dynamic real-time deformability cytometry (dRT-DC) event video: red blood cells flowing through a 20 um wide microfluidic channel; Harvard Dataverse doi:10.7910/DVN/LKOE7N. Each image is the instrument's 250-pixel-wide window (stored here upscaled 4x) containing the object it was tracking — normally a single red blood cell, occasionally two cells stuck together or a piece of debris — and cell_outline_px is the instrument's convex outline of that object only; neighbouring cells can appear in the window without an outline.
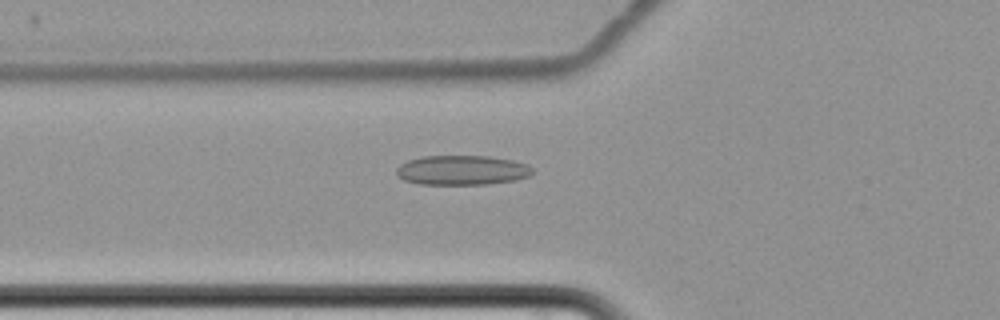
{"species": "common noctule bat (a hibernating species)", "species_latin": "Nyctalus noctula", "temperature_condition": "cold", "stored_images_in_passage": 2, "camera_frame_rate_fps": 3000, "um_per_image_px": 0.085, "animal": {"sex": "female", "body_mass_g": 22.7, "forearm_length_mm": 54.2}, "frame": {"image": 1, "passage_image": 2, "time_ms": 1.0, "image_size_px": [1000, 320], "cell_outline_px": [[536, 172], [528, 176], [516, 180], [488, 184], [420, 184], [404, 180], [396, 176], [396, 168], [400, 164], [408, 160], [424, 156], [488, 156], [512, 160], [528, 164]], "centroid_in_image_um": [39.28, 14.46], "position_along_channel_um": 86.5, "area_um2": 23.64}}